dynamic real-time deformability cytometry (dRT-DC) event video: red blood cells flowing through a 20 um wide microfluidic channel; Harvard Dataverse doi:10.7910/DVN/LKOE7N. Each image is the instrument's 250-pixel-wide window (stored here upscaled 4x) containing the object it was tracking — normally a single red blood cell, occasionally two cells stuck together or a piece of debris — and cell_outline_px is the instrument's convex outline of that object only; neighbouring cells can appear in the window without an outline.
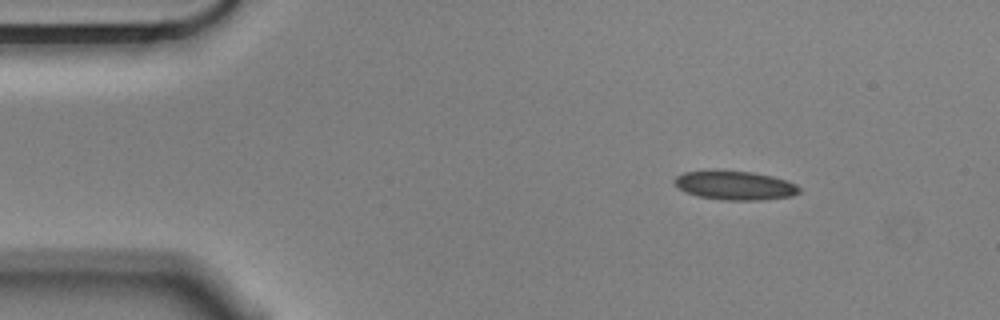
{"species": "Egyptian fruit bat (a non-hibernating species)", "species_latin": "Rousettus aegyptiacus", "temperature_condition": "cold", "stored_images_in_passage": 49, "camera_frame_rate_fps": 3000, "um_per_image_px": 0.085, "animal": {"sex": "male"}, "frame": {"image": 1, "passage_image": 1, "time_ms": 0.0, "image_size_px": [1000, 320], "cell_outline_px": [[800, 192], [792, 196], [760, 200], [724, 200], [700, 196], [688, 192], [680, 188], [672, 180], [676, 176], [684, 172], [716, 168], [752, 172], [772, 176], [796, 184], [800, 188]], "centroid_in_image_um": [62.45, 15.72], "position_along_channel_um": 22.6, "area_um2": 21.33}}
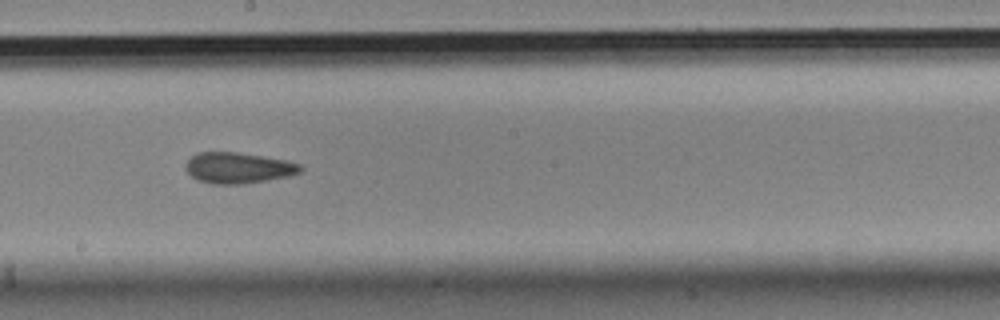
{"frame": {"image": 2, "passage_image": 24, "time_ms": 7.667, "image_size_px": [1000, 320], "cell_outline_px": [[304, 168], [300, 172], [288, 176], [240, 184], [212, 184], [196, 180], [184, 168], [184, 164], [196, 152], [236, 152], [288, 160], [300, 164]], "centroid_in_image_um": [20.22, 14.26], "position_along_channel_um": 228.0, "area_um2": 20.69}}
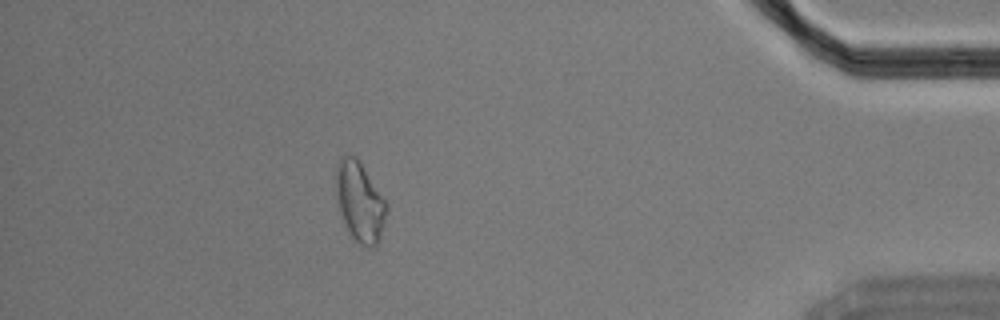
{"frame": {"image": 3, "passage_image": 43, "time_ms": 14.0, "image_size_px": [1000, 320], "cell_outline_px": [[388, 208], [380, 236], [376, 244], [372, 248], [368, 248], [360, 244], [352, 236], [344, 224], [340, 212], [336, 192], [336, 168], [340, 156], [348, 152], [356, 156], [360, 160], [388, 204]], "centroid_in_image_um": [30.58, 17.09], "position_along_channel_um": 404.6, "area_um2": 23.7}, "authors_computed_cell_mechanics": {"area_um2": 21.0392, "velocity_mm_per_s": 3.5556, "shape_relaxation_time_tau1_ms": null, "shape_relaxation_time_tau2_ms": 3.4967, "deformation_change_tau1": null, "deformation_change_tau2": 0.116}}